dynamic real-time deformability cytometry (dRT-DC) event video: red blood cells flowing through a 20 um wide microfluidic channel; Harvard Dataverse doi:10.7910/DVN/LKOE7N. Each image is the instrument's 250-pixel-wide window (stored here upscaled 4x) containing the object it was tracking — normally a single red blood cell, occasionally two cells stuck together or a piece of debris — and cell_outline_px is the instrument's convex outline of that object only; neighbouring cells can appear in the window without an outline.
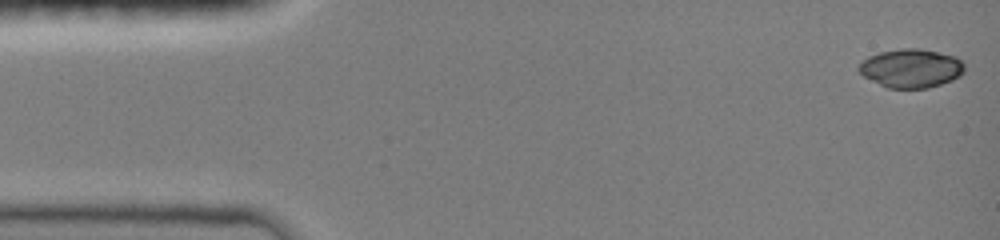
{"species": "common noctule bat (a hibernating species)", "species_latin": "Nyctalus noctula", "temperature_condition": "room temperature", "stored_images_in_passage": 47, "camera_frame_rate_fps": 3000, "um_per_image_px": 0.085, "animal": {"sex": "female", "body_mass_g": 19.0, "forearm_length_mm": 51.5}, "frame": {"image": 1, "passage_image": 1, "time_ms": 0.0, "image_size_px": [1000, 240], "cell_outline_px": [[964, 72], [960, 76], [952, 80], [928, 88], [888, 88], [864, 76], [856, 68], [868, 56], [880, 52], [900, 48], [920, 48], [956, 56], [964, 64]], "centroid_in_image_um": [77.46, 5.79], "position_along_channel_um": 7.5, "area_um2": 23.81}}
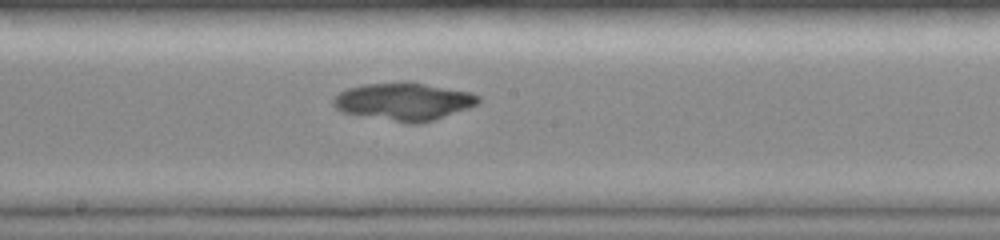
{"frame": {"image": 2, "passage_image": 25, "time_ms": 8.0, "image_size_px": [1000, 240], "cell_outline_px": [[480, 100], [476, 104], [468, 108], [420, 124], [408, 124], [340, 112], [332, 104], [332, 100], [340, 92], [348, 88], [364, 84], [408, 80], [472, 92], [480, 96]], "centroid_in_image_um": [34.31, 8.61], "position_along_channel_um": 213.9, "area_um2": 32.31}}
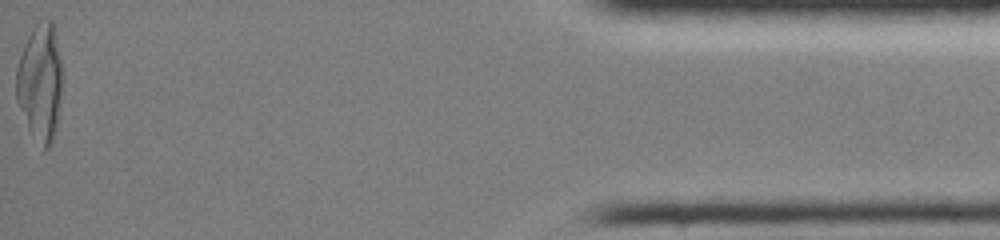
{"frame": {"image": 3, "passage_image": 47, "time_ms": 15.333, "image_size_px": [1000, 240], "cell_outline_px": [[60, 96], [56, 128], [52, 144], [44, 152], [28, 128], [16, 100], [16, 68], [24, 44], [32, 28], [40, 20], [52, 20], [56, 24], [60, 60]], "centroid_in_image_um": [3.4, 6.98], "position_along_channel_um": 431.8, "area_um2": 31.5}}